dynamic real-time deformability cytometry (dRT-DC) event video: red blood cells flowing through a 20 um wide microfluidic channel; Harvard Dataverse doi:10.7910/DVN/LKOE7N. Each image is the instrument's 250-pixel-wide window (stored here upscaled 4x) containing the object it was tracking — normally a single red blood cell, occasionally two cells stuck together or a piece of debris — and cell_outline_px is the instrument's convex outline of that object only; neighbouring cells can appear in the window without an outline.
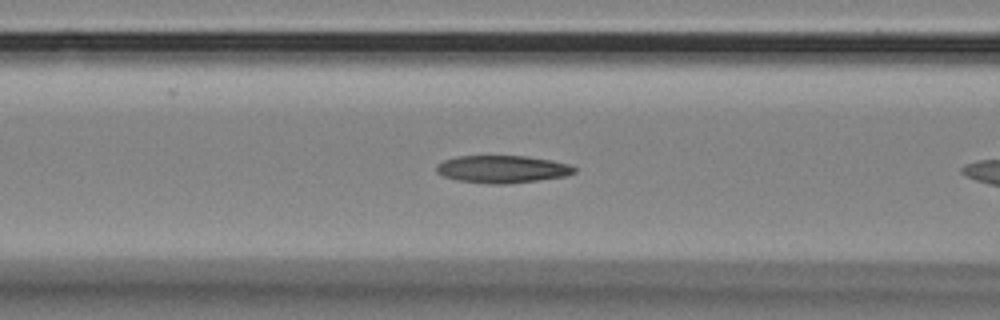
{"species": "Egyptian fruit bat (a non-hibernating species)", "species_latin": "Rousettus aegyptiacus", "temperature_condition": "room temperature", "stored_images_in_passage": 44, "camera_frame_rate_fps": 3000, "um_per_image_px": 0.085, "animal": {"sex": "female"}, "frame": {"image": 1, "passage_image": 9, "time_ms": 2.667, "image_size_px": [1000, 320], "cell_outline_px": [[576, 172], [564, 176], [536, 180], [504, 184], [488, 184], [456, 180], [444, 176], [436, 172], [436, 164], [444, 160], [460, 156], [528, 156], [552, 160], [568, 164], [576, 168]], "centroid_in_image_um": [42.67, 14.37], "position_along_channel_um": 123.9, "area_um2": 22.02}}
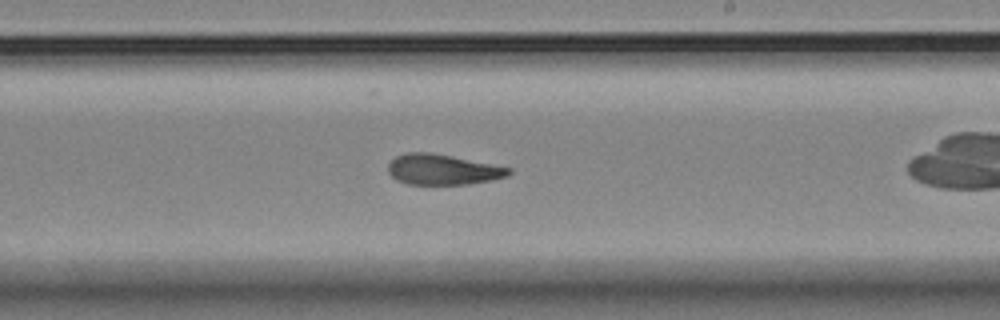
{"frame": {"image": 2, "passage_image": 20, "time_ms": 6.333, "image_size_px": [1000, 320], "cell_outline_px": [[512, 172], [508, 176], [492, 180], [468, 184], [408, 184], [396, 180], [388, 172], [388, 164], [396, 156], [408, 152], [428, 152], [452, 156], [512, 168]], "centroid_in_image_um": [37.63, 14.41], "position_along_channel_um": 251.4, "area_um2": 21.39}}
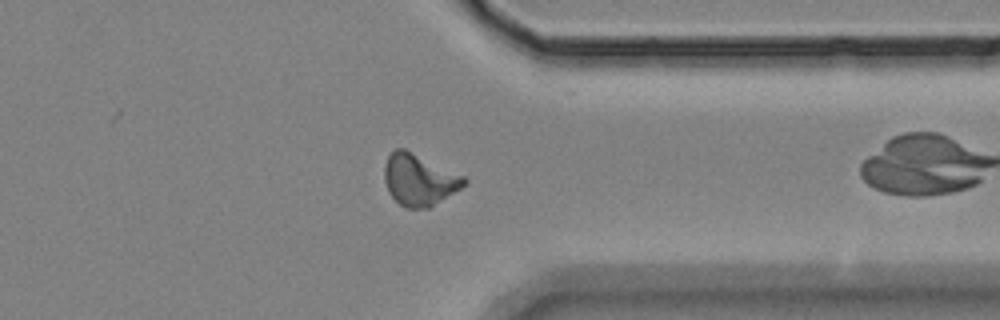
{"frame": {"image": 3, "passage_image": 31, "time_ms": 10.0, "image_size_px": [1000, 320], "cell_outline_px": [[468, 184], [428, 208], [408, 208], [400, 204], [388, 192], [384, 180], [384, 164], [388, 156], [396, 148], [404, 148], [464, 176], [468, 180]], "centroid_in_image_um": [35.62, 15.27], "position_along_channel_um": 375.8, "area_um2": 23.81}, "authors_computed_cell_mechanics": {"area_um2": 22.3397, "velocity_mm_per_s": 3.4796, "shape_relaxation_time_tau1_ms": 8.4164, "shape_relaxation_time_tau2_ms": 3.023, "deformation_change_tau1": 0.2043, "deformation_change_tau2": 0.1085}}